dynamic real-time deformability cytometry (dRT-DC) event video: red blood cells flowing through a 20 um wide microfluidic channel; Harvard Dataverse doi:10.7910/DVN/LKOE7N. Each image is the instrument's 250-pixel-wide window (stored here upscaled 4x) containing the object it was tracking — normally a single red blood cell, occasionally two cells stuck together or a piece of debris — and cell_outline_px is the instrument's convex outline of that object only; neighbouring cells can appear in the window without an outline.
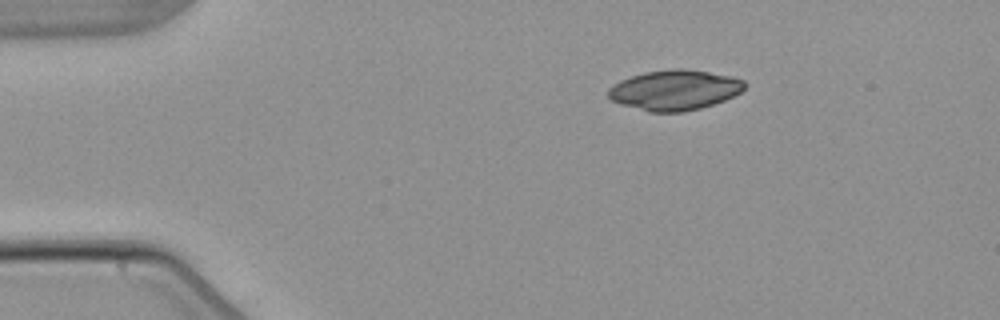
{"species": "common noctule bat (a hibernating species)", "species_latin": "Nyctalus noctula", "temperature_condition": "warm", "stored_images_in_passage": 2, "camera_frame_rate_fps": 3000, "um_per_image_px": 0.085, "animal": {"sex": "male", "body_mass_g": 21.5, "forearm_length_mm": 52.0}, "frame": {"image": 1, "passage_image": 1, "time_ms": 0.0, "image_size_px": [1000, 320], "cell_outline_px": [[744, 88], [740, 92], [724, 100], [700, 108], [680, 112], [652, 112], [624, 104], [612, 100], [608, 96], [608, 88], [620, 80], [644, 72], [672, 68], [680, 68], [708, 72], [732, 76], [744, 80]], "centroid_in_image_um": [57.34, 7.64], "position_along_channel_um": 27.7, "area_um2": 31.5}}